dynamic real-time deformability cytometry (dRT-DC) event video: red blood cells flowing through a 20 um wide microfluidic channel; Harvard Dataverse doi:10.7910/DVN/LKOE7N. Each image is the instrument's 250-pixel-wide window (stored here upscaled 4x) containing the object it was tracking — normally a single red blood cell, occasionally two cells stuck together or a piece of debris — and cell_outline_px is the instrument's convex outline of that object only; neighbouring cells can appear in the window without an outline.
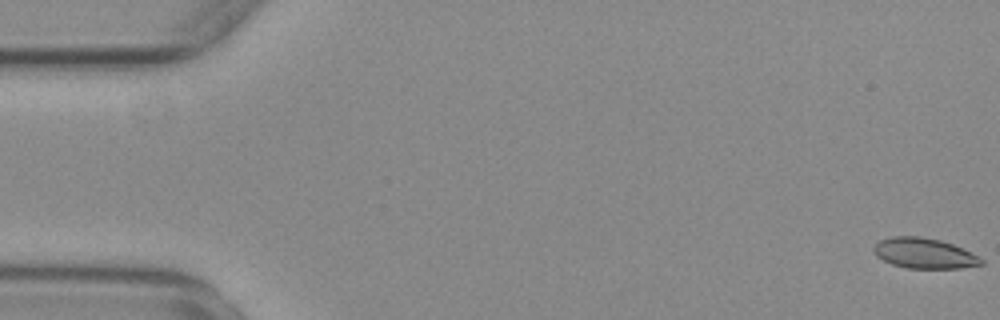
{"species": "common noctule bat (a hibernating species)", "species_latin": "Nyctalus noctula", "temperature_condition": "warm", "stored_images_in_passage": 17, "camera_frame_rate_fps": 3000, "um_per_image_px": 0.085, "animal": {"sex": "female", "body_mass_g": 29.2, "forearm_length_mm": 56.3}, "frame": {"image": 1, "passage_image": 1, "time_ms": 0.0, "image_size_px": [1000, 320], "cell_outline_px": [[984, 264], [960, 268], [904, 268], [892, 264], [876, 256], [872, 248], [880, 240], [892, 236], [920, 236], [940, 240], [952, 244], [972, 252], [984, 260]], "centroid_in_image_um": [78.56, 21.53], "position_along_channel_um": 6.4, "area_um2": 19.07}}
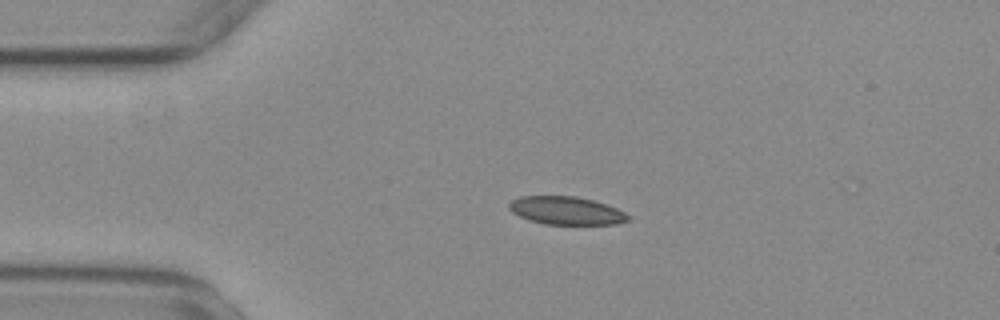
{"frame": {"image": 2, "passage_image": 13, "time_ms": 4.0, "image_size_px": [1000, 320], "cell_outline_px": [[632, 216], [628, 220], [616, 224], [544, 224], [528, 220], [512, 212], [508, 208], [508, 204], [512, 200], [520, 196], [576, 196], [592, 200], [616, 208]], "centroid_in_image_um": [48.11, 17.9], "position_along_channel_um": 36.9, "area_um2": 19.42}}